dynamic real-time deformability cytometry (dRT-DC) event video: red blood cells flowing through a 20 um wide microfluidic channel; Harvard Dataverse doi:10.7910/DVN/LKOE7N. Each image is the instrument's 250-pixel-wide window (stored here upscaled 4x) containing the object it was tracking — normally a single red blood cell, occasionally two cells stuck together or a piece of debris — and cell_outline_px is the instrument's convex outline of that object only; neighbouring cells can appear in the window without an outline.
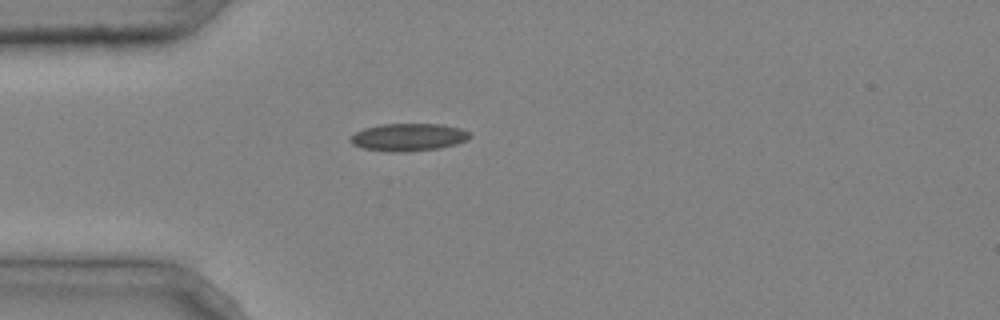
{"species": "common noctule bat (a hibernating species)", "species_latin": "Nyctalus noctula", "temperature_condition": "cold", "stored_images_in_passage": 2, "camera_frame_rate_fps": 3000, "um_per_image_px": 0.085, "animal": {"sex": "male", "body_mass_g": 20.4}, "frame": {"image": 1, "passage_image": 2, "time_ms": 0.333, "image_size_px": [1000, 320], "cell_outline_px": [[472, 136], [468, 140], [456, 144], [440, 148], [404, 152], [392, 152], [364, 148], [352, 144], [348, 140], [356, 132], [364, 128], [380, 124], [440, 124], [460, 128], [468, 132]], "centroid_in_image_um": [34.73, 11.66], "position_along_channel_um": 50.3, "area_um2": 19.19}}